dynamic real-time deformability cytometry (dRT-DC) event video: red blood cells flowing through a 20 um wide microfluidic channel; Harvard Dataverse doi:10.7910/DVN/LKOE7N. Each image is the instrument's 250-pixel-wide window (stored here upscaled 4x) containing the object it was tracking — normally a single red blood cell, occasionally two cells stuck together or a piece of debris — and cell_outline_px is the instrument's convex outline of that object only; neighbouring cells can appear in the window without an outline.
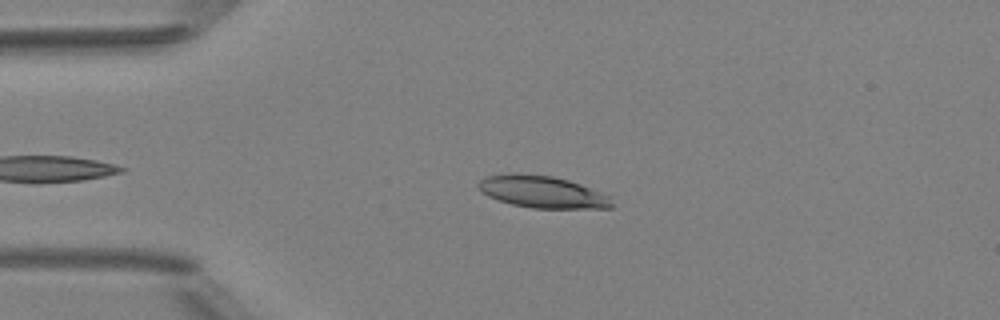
{"species": "Egyptian fruit bat (a non-hibernating species)", "species_latin": "Rousettus aegyptiacus", "temperature_condition": "room temperature", "stored_images_in_passage": 4, "camera_frame_rate_fps": 3000, "um_per_image_px": 0.085, "animal": {"sex": "female"}, "frame": {"image": 1, "passage_image": 4, "time_ms": 3.333, "image_size_px": [1000, 320], "cell_outline_px": [[612, 208], [532, 208], [512, 204], [488, 196], [480, 192], [476, 188], [476, 184], [484, 176], [516, 172], [552, 176], [568, 180], [580, 184], [608, 196], [612, 204]], "centroid_in_image_um": [46.0, 16.29], "position_along_channel_um": 39.0, "area_um2": 24.91}}